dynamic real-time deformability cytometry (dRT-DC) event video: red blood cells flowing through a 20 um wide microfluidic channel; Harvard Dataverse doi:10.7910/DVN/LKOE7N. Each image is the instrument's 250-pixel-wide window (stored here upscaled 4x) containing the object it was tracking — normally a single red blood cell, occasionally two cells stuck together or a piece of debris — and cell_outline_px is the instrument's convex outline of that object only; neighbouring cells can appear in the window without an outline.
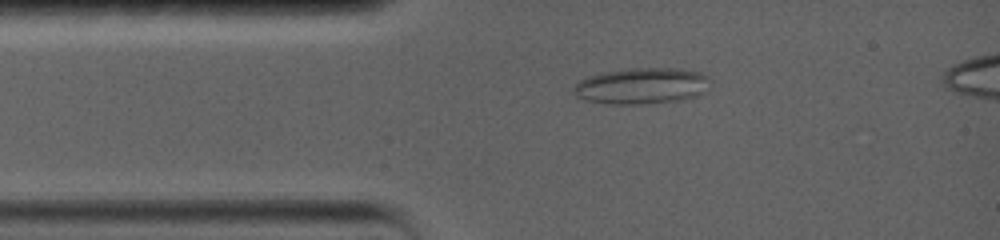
{"species": "common noctule bat (a hibernating species)", "species_latin": "Nyctalus noctula", "temperature_condition": "warm", "stored_images_in_passage": 71, "camera_frame_rate_fps": 5000, "um_per_image_px": 0.085, "animal": {"sex": "female", "body_mass_g": 19.0, "forearm_length_mm": 56.7}, "frame": {"image": 1, "passage_image": 8, "time_ms": 1.8, "image_size_px": [1000, 240], "cell_outline_px": [[712, 80], [696, 96], [676, 100], [640, 104], [616, 104], [584, 100], [576, 96], [572, 88], [580, 80], [588, 76], [604, 72], [632, 68], [676, 68], [700, 72], [708, 76]], "centroid_in_image_um": [54.51, 7.29], "position_along_channel_um": 30.5, "area_um2": 28.44}}
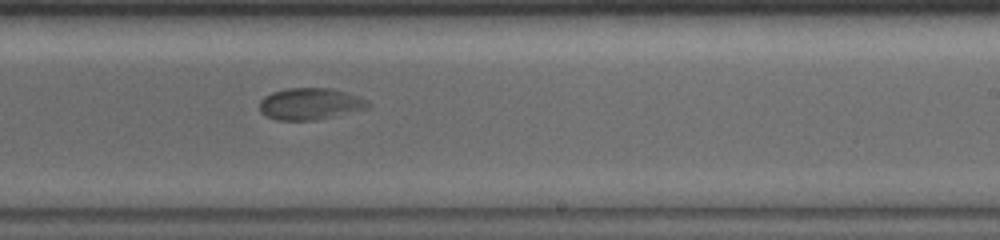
{"frame": {"image": 2, "passage_image": 37, "time_ms": 8.8, "image_size_px": [1000, 240], "cell_outline_px": [[372, 104], [368, 108], [312, 120], [276, 120], [264, 116], [260, 112], [260, 100], [264, 96], [272, 92], [288, 88], [332, 88], [368, 100]], "centroid_in_image_um": [26.31, 8.82], "position_along_channel_um": 262.7, "area_um2": 19.88}}
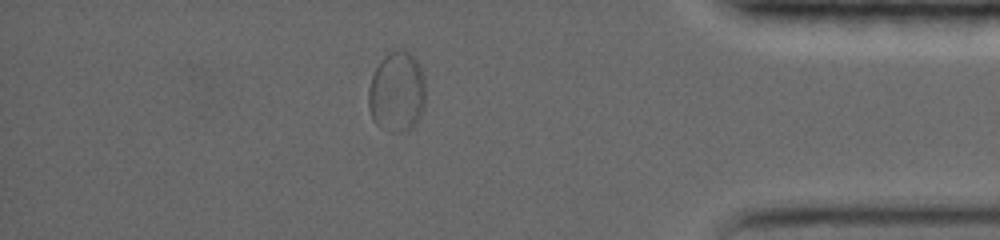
{"frame": {"image": 3, "passage_image": 61, "time_ms": 13.6, "image_size_px": [1000, 240], "cell_outline_px": [[424, 108], [416, 124], [408, 132], [392, 132], [380, 128], [372, 120], [368, 108], [368, 88], [372, 76], [380, 60], [388, 52], [396, 48], [408, 52], [416, 60], [424, 76]], "centroid_in_image_um": [33.71, 7.85], "position_along_channel_um": 401.5, "area_um2": 27.17}}